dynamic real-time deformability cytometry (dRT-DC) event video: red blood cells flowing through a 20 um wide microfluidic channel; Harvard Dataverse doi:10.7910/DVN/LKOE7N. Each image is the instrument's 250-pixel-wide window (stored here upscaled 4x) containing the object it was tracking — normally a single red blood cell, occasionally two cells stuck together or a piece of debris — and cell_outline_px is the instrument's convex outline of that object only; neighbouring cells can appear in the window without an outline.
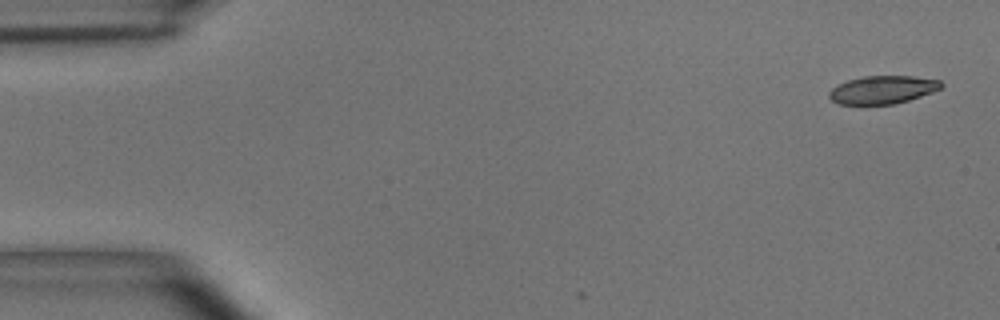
{"species": "common noctule bat (a hibernating species)", "species_latin": "Nyctalus noctula", "temperature_condition": "room temperature", "stored_images_in_passage": 7, "camera_frame_rate_fps": 3000, "um_per_image_px": 0.085, "animal": {"sex": "male", "body_mass_g": 15.6}, "frame": {"image": 1, "passage_image": 1, "time_ms": 0.0, "image_size_px": [1000, 320], "cell_outline_px": [[944, 84], [940, 88], [932, 92], [908, 100], [892, 104], [836, 104], [828, 96], [828, 92], [832, 88], [848, 80], [864, 76], [912, 76], [940, 80]], "centroid_in_image_um": [75.01, 7.62], "position_along_channel_um": 10.0, "area_um2": 18.15}}